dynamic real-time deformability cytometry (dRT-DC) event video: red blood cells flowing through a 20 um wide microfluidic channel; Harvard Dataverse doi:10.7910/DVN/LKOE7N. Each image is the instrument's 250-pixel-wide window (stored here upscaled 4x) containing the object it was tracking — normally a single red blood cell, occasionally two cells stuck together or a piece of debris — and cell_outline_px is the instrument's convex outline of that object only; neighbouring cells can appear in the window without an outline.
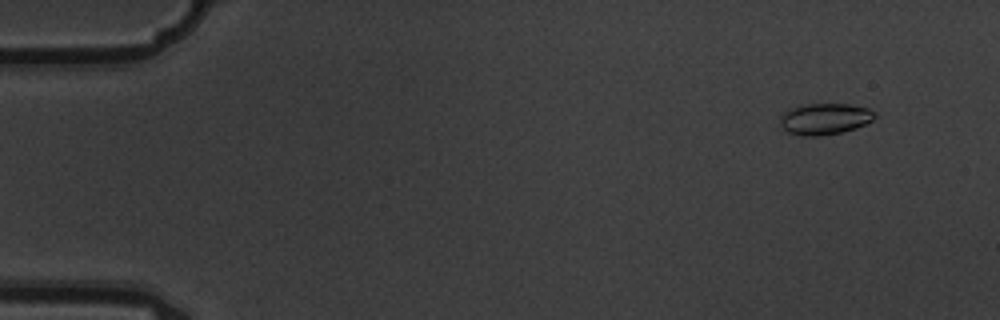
{"species": "common noctule bat (a hibernating species)", "species_latin": "Nyctalus noctula", "temperature_condition": "warm", "stored_images_in_passage": 5, "camera_frame_rate_fps": 3000, "um_per_image_px": 0.085, "animal": {"sex": "male", "body_mass_g": 19.5, "forearm_length_mm": 54.6}, "frame": {"image": 1, "passage_image": 2, "time_ms": 0.333, "image_size_px": [1000, 320], "cell_outline_px": [[876, 116], [872, 120], [856, 128], [840, 132], [820, 136], [804, 136], [788, 132], [780, 124], [780, 116], [784, 112], [792, 108], [804, 104], [848, 104], [868, 108], [876, 112]], "centroid_in_image_um": [70.11, 10.1], "position_along_channel_um": 14.9, "area_um2": 17.17}}